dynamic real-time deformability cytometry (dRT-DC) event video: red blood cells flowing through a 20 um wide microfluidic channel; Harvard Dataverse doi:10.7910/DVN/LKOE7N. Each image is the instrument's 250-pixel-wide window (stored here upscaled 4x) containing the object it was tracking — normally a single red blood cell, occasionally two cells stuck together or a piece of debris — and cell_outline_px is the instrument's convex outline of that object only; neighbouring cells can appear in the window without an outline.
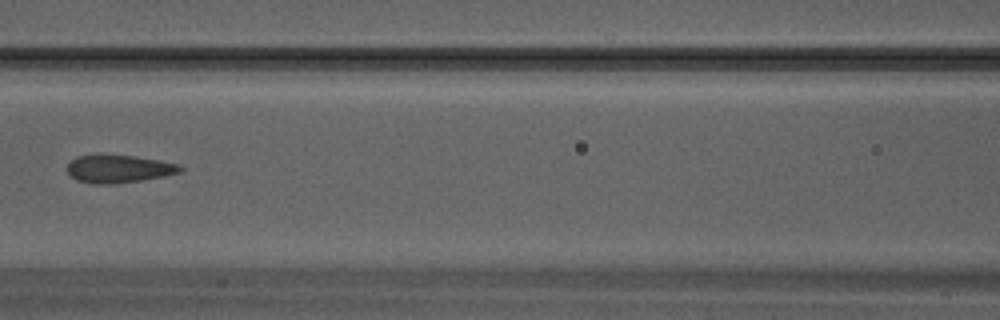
{"species": "Egyptian fruit bat (a non-hibernating species)", "species_latin": "Rousettus aegyptiacus", "temperature_condition": "warm", "stored_images_in_passage": 18, "camera_frame_rate_fps": 3000, "um_per_image_px": 0.085, "animal": {"sex": "male"}, "frame": {"image": 1, "passage_image": 8, "time_ms": 2.333, "image_size_px": [1000, 320], "cell_outline_px": [[184, 168], [180, 172], [164, 176], [140, 180], [108, 184], [92, 184], [76, 180], [68, 176], [68, 164], [76, 156], [136, 156], [160, 160], [180, 164]], "centroid_in_image_um": [10.1, 14.37], "position_along_channel_um": 156.5, "area_um2": 18.09}}